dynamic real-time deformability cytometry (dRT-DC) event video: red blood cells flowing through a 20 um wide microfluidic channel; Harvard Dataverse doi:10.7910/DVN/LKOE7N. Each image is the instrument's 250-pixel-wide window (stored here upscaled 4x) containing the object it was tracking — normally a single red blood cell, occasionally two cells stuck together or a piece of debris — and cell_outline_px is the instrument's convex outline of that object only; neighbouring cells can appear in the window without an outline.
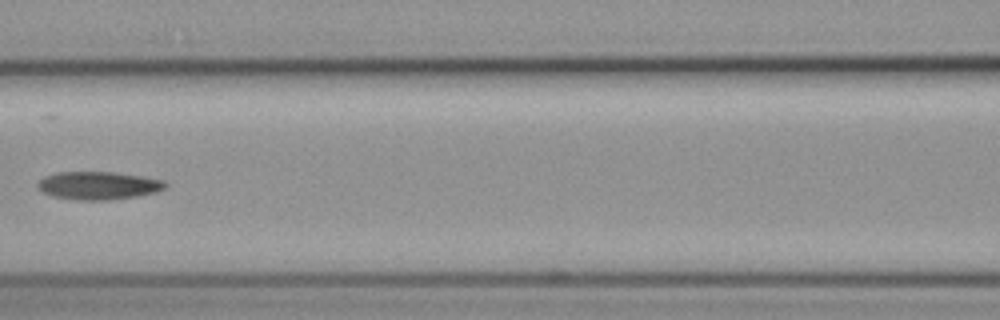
{"species": "common noctule bat (a hibernating species)", "species_latin": "Nyctalus noctula", "temperature_condition": "cold", "stored_images_in_passage": 9, "camera_frame_rate_fps": 3000, "um_per_image_px": 0.085, "animal": {"sex": "female", "body_mass_g": 19.3, "forearm_length_mm": 54.1}, "frame": {"image": 1, "passage_image": 6, "time_ms": 6.0, "image_size_px": [1000, 320], "cell_outline_px": [[168, 184], [164, 188], [156, 192], [136, 196], [108, 200], [72, 200], [52, 196], [44, 192], [36, 184], [44, 176], [56, 172], [112, 172], [140, 176], [164, 180]], "centroid_in_image_um": [8.35, 15.77], "position_along_channel_um": 158.3, "area_um2": 20.75}}
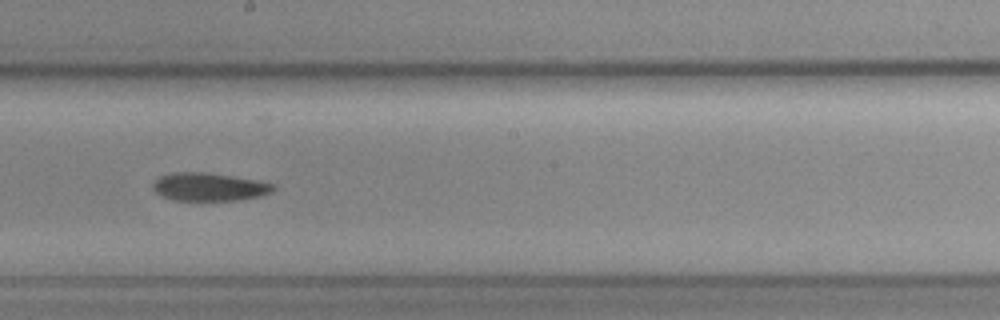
{"frame": {"image": 2, "passage_image": 8, "time_ms": 8.0, "image_size_px": [1000, 320], "cell_outline_px": [[276, 188], [272, 192], [260, 196], [236, 200], [176, 200], [164, 196], [156, 192], [152, 188], [152, 184], [160, 176], [172, 172], [204, 172], [256, 180], [276, 184]], "centroid_in_image_um": [17.79, 15.88], "position_along_channel_um": 230.4, "area_um2": 19.54}}
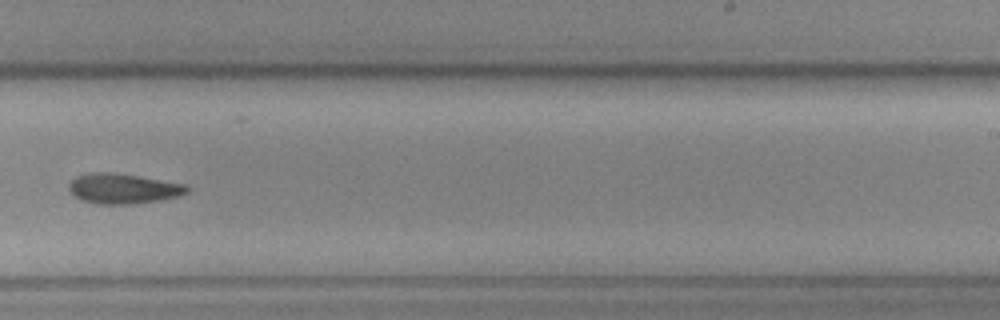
{"frame": {"image": 3, "passage_image": 9, "time_ms": 9.333, "image_size_px": [1000, 320], "cell_outline_px": [[188, 192], [176, 196], [160, 200], [132, 204], [100, 204], [80, 200], [68, 188], [68, 184], [76, 176], [92, 172], [112, 172], [188, 184]], "centroid_in_image_um": [10.46, 16.02], "position_along_channel_um": 278.5, "area_um2": 20.63}}